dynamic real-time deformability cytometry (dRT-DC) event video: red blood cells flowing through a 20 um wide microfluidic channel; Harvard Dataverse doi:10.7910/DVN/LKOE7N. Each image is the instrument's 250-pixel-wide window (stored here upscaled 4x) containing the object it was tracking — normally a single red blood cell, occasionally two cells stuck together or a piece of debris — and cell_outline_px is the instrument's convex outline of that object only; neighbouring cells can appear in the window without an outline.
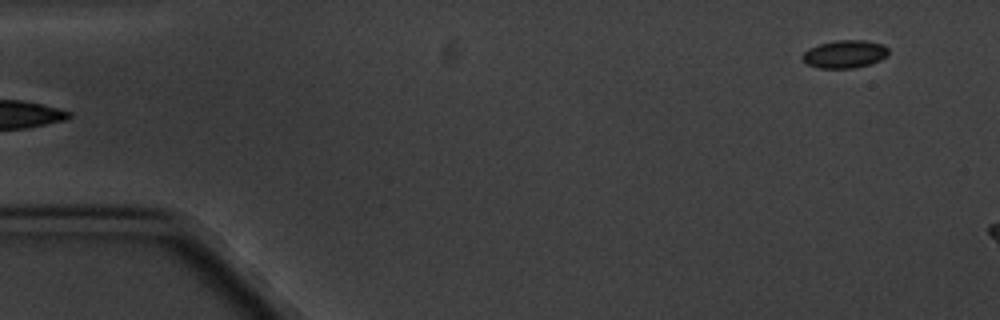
{"species": "common noctule bat (a hibernating species)", "species_latin": "Nyctalus noctula", "temperature_condition": "cold", "stored_images_in_passage": 6, "segment_of_instrument_passage": [2, 2], "camera_frame_rate_fps": 3000, "um_per_image_px": 0.085, "animal": {"sex": "male", "body_mass_g": 20.1, "forearm_length_mm": 53.5}, "frame": {"image": 1, "passage_image": 6, "time_ms": 5.667, "image_size_px": [1000, 320], "cell_outline_px": [[888, 56], [880, 60], [868, 64], [852, 68], [816, 68], [804, 64], [800, 56], [808, 48], [820, 44], [836, 40], [864, 40], [884, 44], [888, 48]], "centroid_in_image_um": [71.76, 4.6], "position_along_channel_um": 13.2, "area_um2": 14.16}}